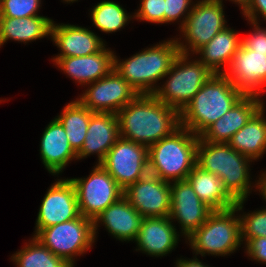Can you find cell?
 I'll return each mask as SVG.
<instances>
[{
    "label": "cell",
    "instance_id": "obj_1",
    "mask_svg": "<svg viewBox=\"0 0 266 267\" xmlns=\"http://www.w3.org/2000/svg\"><path fill=\"white\" fill-rule=\"evenodd\" d=\"M116 115L120 137L147 147L180 126L179 112L153 94H139Z\"/></svg>",
    "mask_w": 266,
    "mask_h": 267
},
{
    "label": "cell",
    "instance_id": "obj_2",
    "mask_svg": "<svg viewBox=\"0 0 266 267\" xmlns=\"http://www.w3.org/2000/svg\"><path fill=\"white\" fill-rule=\"evenodd\" d=\"M243 96L227 76L214 73L179 113L180 125L200 136Z\"/></svg>",
    "mask_w": 266,
    "mask_h": 267
},
{
    "label": "cell",
    "instance_id": "obj_3",
    "mask_svg": "<svg viewBox=\"0 0 266 267\" xmlns=\"http://www.w3.org/2000/svg\"><path fill=\"white\" fill-rule=\"evenodd\" d=\"M229 144L211 143L199 137L196 164L203 170L217 175L224 189L235 200H246L252 190L250 162Z\"/></svg>",
    "mask_w": 266,
    "mask_h": 267
},
{
    "label": "cell",
    "instance_id": "obj_4",
    "mask_svg": "<svg viewBox=\"0 0 266 267\" xmlns=\"http://www.w3.org/2000/svg\"><path fill=\"white\" fill-rule=\"evenodd\" d=\"M198 141L199 136L180 125L148 147L149 173L167 182L186 180L196 165Z\"/></svg>",
    "mask_w": 266,
    "mask_h": 267
},
{
    "label": "cell",
    "instance_id": "obj_5",
    "mask_svg": "<svg viewBox=\"0 0 266 267\" xmlns=\"http://www.w3.org/2000/svg\"><path fill=\"white\" fill-rule=\"evenodd\" d=\"M179 53L176 39H170L146 48L122 62L114 54L113 69L138 94H153L158 88L156 83L169 72Z\"/></svg>",
    "mask_w": 266,
    "mask_h": 267
},
{
    "label": "cell",
    "instance_id": "obj_6",
    "mask_svg": "<svg viewBox=\"0 0 266 267\" xmlns=\"http://www.w3.org/2000/svg\"><path fill=\"white\" fill-rule=\"evenodd\" d=\"M244 202L236 201L233 208L212 211L207 220L186 238L196 255L226 256L241 247L240 215L235 213L243 210Z\"/></svg>",
    "mask_w": 266,
    "mask_h": 267
},
{
    "label": "cell",
    "instance_id": "obj_7",
    "mask_svg": "<svg viewBox=\"0 0 266 267\" xmlns=\"http://www.w3.org/2000/svg\"><path fill=\"white\" fill-rule=\"evenodd\" d=\"M189 56L179 53L169 72L163 77L166 78L165 84L158 86L153 93L159 101L179 113L214 74L198 59L189 60Z\"/></svg>",
    "mask_w": 266,
    "mask_h": 267
},
{
    "label": "cell",
    "instance_id": "obj_8",
    "mask_svg": "<svg viewBox=\"0 0 266 267\" xmlns=\"http://www.w3.org/2000/svg\"><path fill=\"white\" fill-rule=\"evenodd\" d=\"M53 254L74 267L75 257L86 253L95 242L93 221L80 215L41 229L35 236Z\"/></svg>",
    "mask_w": 266,
    "mask_h": 267
},
{
    "label": "cell",
    "instance_id": "obj_9",
    "mask_svg": "<svg viewBox=\"0 0 266 267\" xmlns=\"http://www.w3.org/2000/svg\"><path fill=\"white\" fill-rule=\"evenodd\" d=\"M195 2L197 3L193 4L186 22L180 28L181 34L183 33V42L181 38H176L181 54H194L217 33L227 27L223 3L217 0H199Z\"/></svg>",
    "mask_w": 266,
    "mask_h": 267
},
{
    "label": "cell",
    "instance_id": "obj_10",
    "mask_svg": "<svg viewBox=\"0 0 266 267\" xmlns=\"http://www.w3.org/2000/svg\"><path fill=\"white\" fill-rule=\"evenodd\" d=\"M70 180L76 188L80 214L92 221L123 196V190L100 164L88 177Z\"/></svg>",
    "mask_w": 266,
    "mask_h": 267
},
{
    "label": "cell",
    "instance_id": "obj_11",
    "mask_svg": "<svg viewBox=\"0 0 266 267\" xmlns=\"http://www.w3.org/2000/svg\"><path fill=\"white\" fill-rule=\"evenodd\" d=\"M100 165L124 191L149 173L148 147L120 137Z\"/></svg>",
    "mask_w": 266,
    "mask_h": 267
},
{
    "label": "cell",
    "instance_id": "obj_12",
    "mask_svg": "<svg viewBox=\"0 0 266 267\" xmlns=\"http://www.w3.org/2000/svg\"><path fill=\"white\" fill-rule=\"evenodd\" d=\"M88 86L76 99L93 113L116 114L139 95L114 69Z\"/></svg>",
    "mask_w": 266,
    "mask_h": 267
},
{
    "label": "cell",
    "instance_id": "obj_13",
    "mask_svg": "<svg viewBox=\"0 0 266 267\" xmlns=\"http://www.w3.org/2000/svg\"><path fill=\"white\" fill-rule=\"evenodd\" d=\"M76 188L70 179H58L44 195L36 219L35 236L41 229L80 216Z\"/></svg>",
    "mask_w": 266,
    "mask_h": 267
},
{
    "label": "cell",
    "instance_id": "obj_14",
    "mask_svg": "<svg viewBox=\"0 0 266 267\" xmlns=\"http://www.w3.org/2000/svg\"><path fill=\"white\" fill-rule=\"evenodd\" d=\"M129 203L143 217H169L170 182L148 173L123 191Z\"/></svg>",
    "mask_w": 266,
    "mask_h": 267
},
{
    "label": "cell",
    "instance_id": "obj_15",
    "mask_svg": "<svg viewBox=\"0 0 266 267\" xmlns=\"http://www.w3.org/2000/svg\"><path fill=\"white\" fill-rule=\"evenodd\" d=\"M223 74L244 95L261 97L266 92V53H255L241 44Z\"/></svg>",
    "mask_w": 266,
    "mask_h": 267
},
{
    "label": "cell",
    "instance_id": "obj_16",
    "mask_svg": "<svg viewBox=\"0 0 266 267\" xmlns=\"http://www.w3.org/2000/svg\"><path fill=\"white\" fill-rule=\"evenodd\" d=\"M171 209L169 218L181 226L182 235L188 238L213 211L197 196L187 180L170 182Z\"/></svg>",
    "mask_w": 266,
    "mask_h": 267
},
{
    "label": "cell",
    "instance_id": "obj_17",
    "mask_svg": "<svg viewBox=\"0 0 266 267\" xmlns=\"http://www.w3.org/2000/svg\"><path fill=\"white\" fill-rule=\"evenodd\" d=\"M262 100L257 95H244L199 137L211 143L228 144L231 137L262 108Z\"/></svg>",
    "mask_w": 266,
    "mask_h": 267
},
{
    "label": "cell",
    "instance_id": "obj_18",
    "mask_svg": "<svg viewBox=\"0 0 266 267\" xmlns=\"http://www.w3.org/2000/svg\"><path fill=\"white\" fill-rule=\"evenodd\" d=\"M51 40L60 50V54L53 57L56 62L59 58L87 56L101 51L106 44L103 39L88 28L71 25H51Z\"/></svg>",
    "mask_w": 266,
    "mask_h": 267
},
{
    "label": "cell",
    "instance_id": "obj_19",
    "mask_svg": "<svg viewBox=\"0 0 266 267\" xmlns=\"http://www.w3.org/2000/svg\"><path fill=\"white\" fill-rule=\"evenodd\" d=\"M143 219L144 217L123 195L93 220L94 238L96 240V231L101 223L117 240L135 241Z\"/></svg>",
    "mask_w": 266,
    "mask_h": 267
},
{
    "label": "cell",
    "instance_id": "obj_20",
    "mask_svg": "<svg viewBox=\"0 0 266 267\" xmlns=\"http://www.w3.org/2000/svg\"><path fill=\"white\" fill-rule=\"evenodd\" d=\"M169 217H144L134 242L136 251L160 257L169 254L178 244L179 233Z\"/></svg>",
    "mask_w": 266,
    "mask_h": 267
},
{
    "label": "cell",
    "instance_id": "obj_21",
    "mask_svg": "<svg viewBox=\"0 0 266 267\" xmlns=\"http://www.w3.org/2000/svg\"><path fill=\"white\" fill-rule=\"evenodd\" d=\"M119 138V124L115 113H93L82 148L77 152V160L97 154L96 164H100Z\"/></svg>",
    "mask_w": 266,
    "mask_h": 267
},
{
    "label": "cell",
    "instance_id": "obj_22",
    "mask_svg": "<svg viewBox=\"0 0 266 267\" xmlns=\"http://www.w3.org/2000/svg\"><path fill=\"white\" fill-rule=\"evenodd\" d=\"M55 65L80 85H88L108 75L114 68V51L106 46L87 56L59 58Z\"/></svg>",
    "mask_w": 266,
    "mask_h": 267
},
{
    "label": "cell",
    "instance_id": "obj_23",
    "mask_svg": "<svg viewBox=\"0 0 266 267\" xmlns=\"http://www.w3.org/2000/svg\"><path fill=\"white\" fill-rule=\"evenodd\" d=\"M40 141V158L52 175L58 176L70 161L77 160V153L70 146L65 129L56 117L46 126Z\"/></svg>",
    "mask_w": 266,
    "mask_h": 267
},
{
    "label": "cell",
    "instance_id": "obj_24",
    "mask_svg": "<svg viewBox=\"0 0 266 267\" xmlns=\"http://www.w3.org/2000/svg\"><path fill=\"white\" fill-rule=\"evenodd\" d=\"M241 41L242 38L237 31L226 27L194 54H199L200 58L198 60L213 73L222 74L230 65L232 57L241 45Z\"/></svg>",
    "mask_w": 266,
    "mask_h": 267
},
{
    "label": "cell",
    "instance_id": "obj_25",
    "mask_svg": "<svg viewBox=\"0 0 266 267\" xmlns=\"http://www.w3.org/2000/svg\"><path fill=\"white\" fill-rule=\"evenodd\" d=\"M186 180L201 201L213 211L225 210L235 206L236 201L224 189L221 179L217 175L203 170L197 164Z\"/></svg>",
    "mask_w": 266,
    "mask_h": 267
},
{
    "label": "cell",
    "instance_id": "obj_26",
    "mask_svg": "<svg viewBox=\"0 0 266 267\" xmlns=\"http://www.w3.org/2000/svg\"><path fill=\"white\" fill-rule=\"evenodd\" d=\"M52 22L45 16L0 17V48L8 40L28 43L51 36Z\"/></svg>",
    "mask_w": 266,
    "mask_h": 267
},
{
    "label": "cell",
    "instance_id": "obj_27",
    "mask_svg": "<svg viewBox=\"0 0 266 267\" xmlns=\"http://www.w3.org/2000/svg\"><path fill=\"white\" fill-rule=\"evenodd\" d=\"M265 103L262 108L235 133L228 144L242 155L252 160L262 158L266 153V117Z\"/></svg>",
    "mask_w": 266,
    "mask_h": 267
},
{
    "label": "cell",
    "instance_id": "obj_28",
    "mask_svg": "<svg viewBox=\"0 0 266 267\" xmlns=\"http://www.w3.org/2000/svg\"><path fill=\"white\" fill-rule=\"evenodd\" d=\"M62 110L56 118L63 125L70 146L77 153L82 148L93 112L77 99L67 103Z\"/></svg>",
    "mask_w": 266,
    "mask_h": 267
},
{
    "label": "cell",
    "instance_id": "obj_29",
    "mask_svg": "<svg viewBox=\"0 0 266 267\" xmlns=\"http://www.w3.org/2000/svg\"><path fill=\"white\" fill-rule=\"evenodd\" d=\"M28 243L11 256L10 259L15 262L16 267H72L37 238L33 237Z\"/></svg>",
    "mask_w": 266,
    "mask_h": 267
},
{
    "label": "cell",
    "instance_id": "obj_30",
    "mask_svg": "<svg viewBox=\"0 0 266 267\" xmlns=\"http://www.w3.org/2000/svg\"><path fill=\"white\" fill-rule=\"evenodd\" d=\"M90 12L93 25L105 33L119 31L134 18L120 4L109 0L97 3Z\"/></svg>",
    "mask_w": 266,
    "mask_h": 267
},
{
    "label": "cell",
    "instance_id": "obj_31",
    "mask_svg": "<svg viewBox=\"0 0 266 267\" xmlns=\"http://www.w3.org/2000/svg\"><path fill=\"white\" fill-rule=\"evenodd\" d=\"M241 240L266 237V208L240 215Z\"/></svg>",
    "mask_w": 266,
    "mask_h": 267
},
{
    "label": "cell",
    "instance_id": "obj_32",
    "mask_svg": "<svg viewBox=\"0 0 266 267\" xmlns=\"http://www.w3.org/2000/svg\"><path fill=\"white\" fill-rule=\"evenodd\" d=\"M40 7L41 0H2L0 2V17L41 16L38 14Z\"/></svg>",
    "mask_w": 266,
    "mask_h": 267
},
{
    "label": "cell",
    "instance_id": "obj_33",
    "mask_svg": "<svg viewBox=\"0 0 266 267\" xmlns=\"http://www.w3.org/2000/svg\"><path fill=\"white\" fill-rule=\"evenodd\" d=\"M165 0H141L134 18L154 24H164Z\"/></svg>",
    "mask_w": 266,
    "mask_h": 267
},
{
    "label": "cell",
    "instance_id": "obj_34",
    "mask_svg": "<svg viewBox=\"0 0 266 267\" xmlns=\"http://www.w3.org/2000/svg\"><path fill=\"white\" fill-rule=\"evenodd\" d=\"M192 1L193 0H165L164 23H174V21L180 20L178 21L181 23L179 26L180 29L192 10L194 4Z\"/></svg>",
    "mask_w": 266,
    "mask_h": 267
},
{
    "label": "cell",
    "instance_id": "obj_35",
    "mask_svg": "<svg viewBox=\"0 0 266 267\" xmlns=\"http://www.w3.org/2000/svg\"><path fill=\"white\" fill-rule=\"evenodd\" d=\"M249 22L254 30L249 35L241 37V44L255 53H266V28H261L259 23Z\"/></svg>",
    "mask_w": 266,
    "mask_h": 267
},
{
    "label": "cell",
    "instance_id": "obj_36",
    "mask_svg": "<svg viewBox=\"0 0 266 267\" xmlns=\"http://www.w3.org/2000/svg\"><path fill=\"white\" fill-rule=\"evenodd\" d=\"M244 244L251 260L266 264V237L247 239Z\"/></svg>",
    "mask_w": 266,
    "mask_h": 267
},
{
    "label": "cell",
    "instance_id": "obj_37",
    "mask_svg": "<svg viewBox=\"0 0 266 267\" xmlns=\"http://www.w3.org/2000/svg\"><path fill=\"white\" fill-rule=\"evenodd\" d=\"M248 21L258 23L260 17L266 20V0H249L247 8L242 12ZM258 15V16H257ZM260 15V16H259ZM259 18V19H258Z\"/></svg>",
    "mask_w": 266,
    "mask_h": 267
},
{
    "label": "cell",
    "instance_id": "obj_38",
    "mask_svg": "<svg viewBox=\"0 0 266 267\" xmlns=\"http://www.w3.org/2000/svg\"><path fill=\"white\" fill-rule=\"evenodd\" d=\"M176 267H210L207 264H203L195 255L193 259L180 258L176 260Z\"/></svg>",
    "mask_w": 266,
    "mask_h": 267
},
{
    "label": "cell",
    "instance_id": "obj_39",
    "mask_svg": "<svg viewBox=\"0 0 266 267\" xmlns=\"http://www.w3.org/2000/svg\"><path fill=\"white\" fill-rule=\"evenodd\" d=\"M255 185H253L254 188H256L260 194L263 196L262 198L265 199L266 201V171L263 172L260 177L259 180H255Z\"/></svg>",
    "mask_w": 266,
    "mask_h": 267
},
{
    "label": "cell",
    "instance_id": "obj_40",
    "mask_svg": "<svg viewBox=\"0 0 266 267\" xmlns=\"http://www.w3.org/2000/svg\"><path fill=\"white\" fill-rule=\"evenodd\" d=\"M217 1H220L221 3L223 2V0H217ZM230 1L234 2L235 4H238L242 12L247 8L249 4V0H230Z\"/></svg>",
    "mask_w": 266,
    "mask_h": 267
},
{
    "label": "cell",
    "instance_id": "obj_41",
    "mask_svg": "<svg viewBox=\"0 0 266 267\" xmlns=\"http://www.w3.org/2000/svg\"><path fill=\"white\" fill-rule=\"evenodd\" d=\"M64 2H67V3H73V2H75V1H78V0H63Z\"/></svg>",
    "mask_w": 266,
    "mask_h": 267
}]
</instances>
